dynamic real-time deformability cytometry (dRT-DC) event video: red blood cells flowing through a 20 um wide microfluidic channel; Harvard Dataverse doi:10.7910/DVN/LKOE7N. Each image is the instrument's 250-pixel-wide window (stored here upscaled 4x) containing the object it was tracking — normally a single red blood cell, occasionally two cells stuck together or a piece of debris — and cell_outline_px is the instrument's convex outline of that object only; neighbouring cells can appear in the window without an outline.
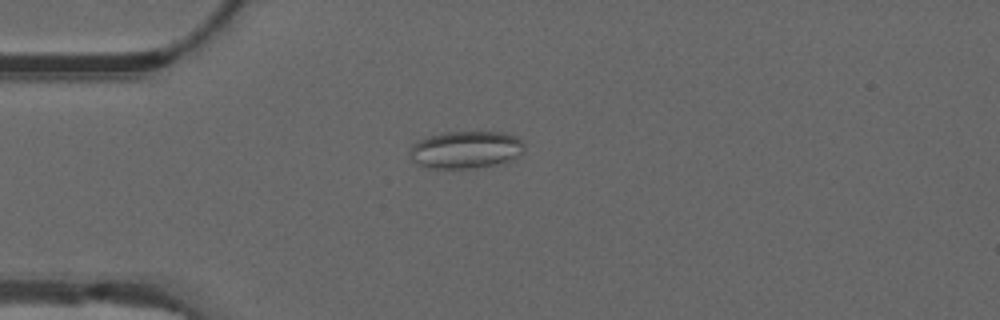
{"species": "common noctule bat (a hibernating species)", "species_latin": "Nyctalus noctula", "temperature_condition": "warm", "stored_images_in_passage": 55, "camera_frame_rate_fps": 3000, "um_per_image_px": 0.085, "animal": {"sex": "male", "forearm_length_mm": 52.5}, "frame": {"image": 1, "passage_image": 15, "time_ms": 4.667, "image_size_px": [1000, 320], "cell_outline_px": [[524, 152], [520, 156], [500, 164], [476, 168], [428, 168], [416, 164], [408, 156], [408, 152], [412, 144], [416, 140], [428, 136], [444, 132], [508, 132], [524, 140]], "centroid_in_image_um": [39.6, 12.72], "position_along_channel_um": 45.4, "area_um2": 25.66}}
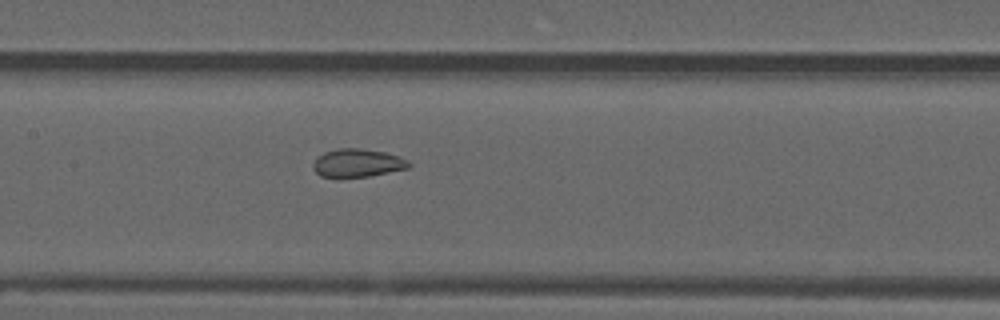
{"frame": {"image": 2, "passage_image": 27, "time_ms": 8.667, "image_size_px": [1000, 320], "cell_outline_px": [[412, 164], [408, 168], [368, 176], [336, 180], [320, 176], [312, 168], [312, 164], [324, 152], [336, 148], [360, 148], [384, 152], [408, 160]], "centroid_in_image_um": [30.32, 13.89], "position_along_channel_um": 177.1, "area_um2": 16.07}}
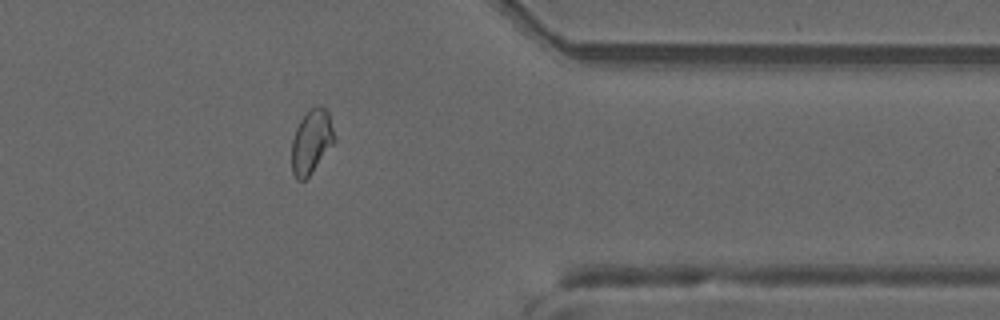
{"frame": {"image": 3, "passage_image": 45, "time_ms": 14.667, "image_size_px": [1000, 320], "cell_outline_px": [[336, 140], [308, 176], [304, 180], [296, 180], [292, 172], [292, 140], [296, 128], [300, 120], [316, 104], [320, 104], [328, 112]], "centroid_in_image_um": [26.46, 12.02], "position_along_channel_um": 384.9, "area_um2": 15.66}, "authors_computed_cell_mechanics": {"area_um2": 16.8198, "velocity_mm_per_s": 3.7124, "shape_relaxation_time_tau1_ms": null, "shape_relaxation_time_tau2_ms": 1.0975, "deformation_change_tau1": null, "deformation_change_tau2": 0.0645}}